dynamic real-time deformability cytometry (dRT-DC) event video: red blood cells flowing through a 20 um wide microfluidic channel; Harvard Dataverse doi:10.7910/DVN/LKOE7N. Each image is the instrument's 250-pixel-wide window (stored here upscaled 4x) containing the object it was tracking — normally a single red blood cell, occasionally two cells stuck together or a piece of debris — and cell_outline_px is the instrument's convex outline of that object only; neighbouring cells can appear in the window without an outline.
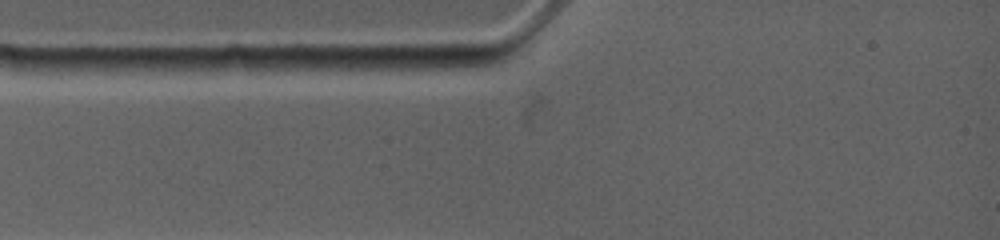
{"species": "common noctule bat (a hibernating species)", "species_latin": "Nyctalus noctula", "temperature_condition": "warm", "stored_images_in_passage": 2, "camera_frame_rate_fps": 4500, "um_per_image_px": 0.085, "animal": {"sex": "female", "body_mass_g": 19.0, "forearm_length_mm": 53.3}, "frame": {"image": 1, "passage_image": 1, "time_ms": 0.0, "image_size_px": [1000, 240], "cell_outline_px": [[252, 68], [216, 76], [148, 76], [132, 60], [228, 56], [244, 56]], "centroid_in_image_um": [16.44, 5.62], "position_along_channel_um": 68.6, "area_um2": 13.64}}